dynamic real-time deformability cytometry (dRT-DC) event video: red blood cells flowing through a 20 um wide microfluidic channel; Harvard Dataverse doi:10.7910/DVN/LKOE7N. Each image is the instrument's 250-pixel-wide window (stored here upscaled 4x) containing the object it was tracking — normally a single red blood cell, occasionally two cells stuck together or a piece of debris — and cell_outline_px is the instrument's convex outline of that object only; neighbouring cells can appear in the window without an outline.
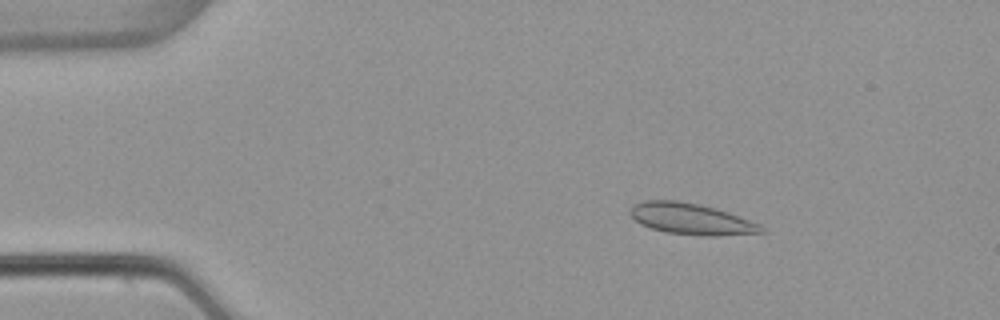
{"species": "common noctule bat (a hibernating species)", "species_latin": "Nyctalus noctula", "temperature_condition": "warm", "stored_images_in_passage": 53, "camera_frame_rate_fps": 3000, "um_per_image_px": 0.085, "animal": {"sex": "female", "body_mass_g": 22.7, "forearm_length_mm": 54.2}, "frame": {"image": 1, "passage_image": 9, "time_ms": 2.667, "image_size_px": [1000, 320], "cell_outline_px": [[768, 232], [716, 236], [704, 236], [668, 232], [652, 228], [640, 224], [628, 212], [636, 204], [644, 200], [676, 200], [700, 204], [716, 208], [728, 212], [760, 224]], "centroid_in_image_um": [58.79, 18.61], "position_along_channel_um": 26.2, "area_um2": 23.76}}
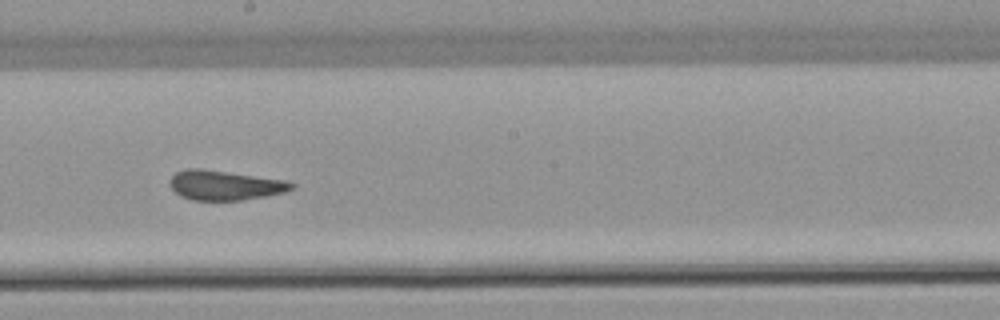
{"frame": {"image": 2, "passage_image": 30, "time_ms": 9.667, "image_size_px": [1000, 320], "cell_outline_px": [[296, 188], [284, 192], [244, 200], [192, 200], [180, 196], [168, 184], [172, 176], [176, 172], [188, 168], [204, 168], [284, 180], [296, 184]], "centroid_in_image_um": [19.1, 15.74], "position_along_channel_um": 229.1, "area_um2": 21.15}}
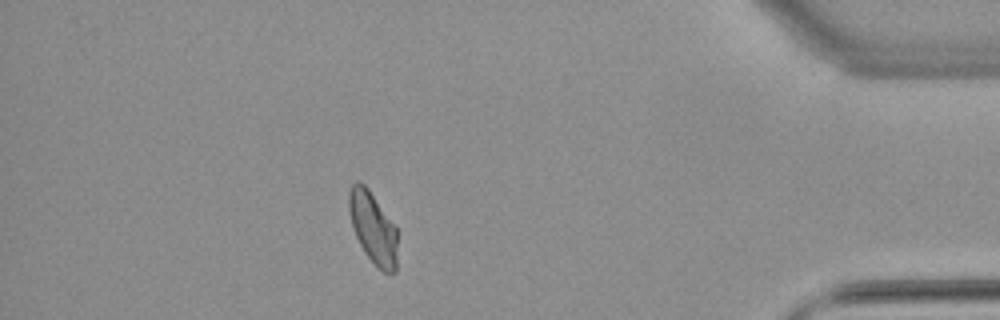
{"frame": {"image": 3, "passage_image": 47, "time_ms": 15.333, "image_size_px": [1000, 320], "cell_outline_px": [[396, 272], [384, 272], [364, 252], [352, 228], [348, 212], [348, 192], [352, 184], [356, 180], [360, 180], [368, 188], [396, 228]], "centroid_in_image_um": [31.66, 19.3], "position_along_channel_um": 403.5, "area_um2": 20.0}, "authors_computed_cell_mechanics": {"area_um2": 21.5594, "velocity_mm_per_s": 3.8803, "shape_relaxation_time_tau1_ms": null, "shape_relaxation_time_tau2_ms": 0.9659, "deformation_change_tau1": null, "deformation_change_tau2": 0.055}}